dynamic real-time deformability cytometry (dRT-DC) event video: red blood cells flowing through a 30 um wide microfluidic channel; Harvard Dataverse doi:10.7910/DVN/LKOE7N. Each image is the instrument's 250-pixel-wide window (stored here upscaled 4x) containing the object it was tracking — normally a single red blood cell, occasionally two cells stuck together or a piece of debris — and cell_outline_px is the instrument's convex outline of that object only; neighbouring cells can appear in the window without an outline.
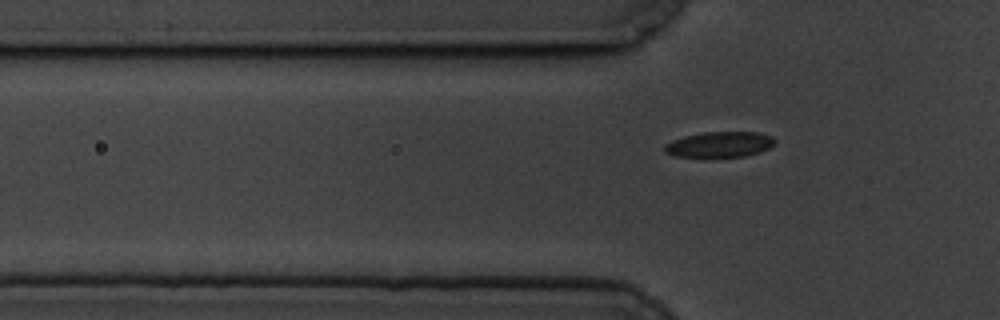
{"species": "common noctule bat (a hibernating species)", "species_latin": "Nyctalus noctula", "temperature_condition": "cold", "stored_images_in_passage": 4, "segment_of_instrument_passage": [2, 2], "camera_frame_rate_fps": 3000, "um_per_image_px": 0.085, "animal": {"sex": "male", "body_mass_g": 19.5, "forearm_length_mm": 54.6}, "frame": {"image": 1, "passage_image": 4, "time_ms": 3.333, "image_size_px": [1000, 320], "cell_outline_px": [[776, 140], [768, 148], [760, 152], [744, 156], [676, 156], [664, 152], [664, 144], [672, 140], [684, 136], [704, 132], [756, 132], [772, 136]], "centroid_in_image_um": [61.15, 12.26], "position_along_channel_um": 64.7, "area_um2": 16.18}}